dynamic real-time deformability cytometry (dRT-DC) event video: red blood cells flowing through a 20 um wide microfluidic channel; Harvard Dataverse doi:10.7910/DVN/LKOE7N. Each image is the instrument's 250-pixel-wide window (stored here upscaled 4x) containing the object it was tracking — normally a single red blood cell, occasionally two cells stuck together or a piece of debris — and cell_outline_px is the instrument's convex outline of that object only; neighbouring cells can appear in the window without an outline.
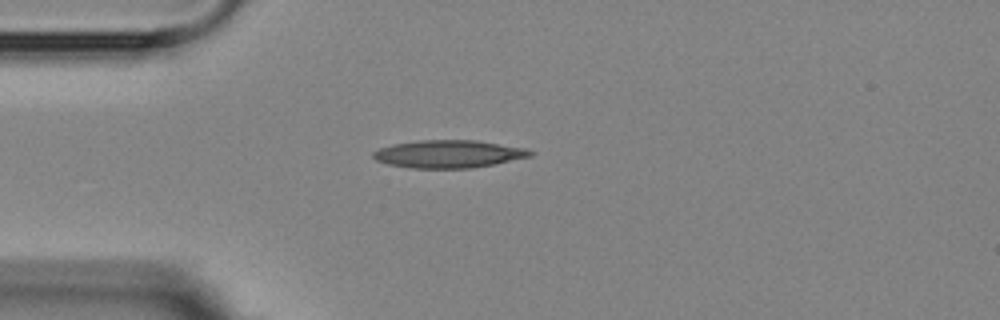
{"species": "Egyptian fruit bat (a non-hibernating species)", "species_latin": "Rousettus aegyptiacus", "temperature_condition": "room temperature", "stored_images_in_passage": 1, "camera_frame_rate_fps": 3000, "um_per_image_px": 0.085, "animal": {"sex": "female"}, "frame": {"image": 1, "passage_image": 1, "time_ms": 0.0, "image_size_px": [1000, 320], "cell_outline_px": [[536, 152], [532, 156], [472, 168], [412, 168], [388, 164], [376, 160], [372, 156], [372, 152], [380, 148], [392, 144], [420, 140], [476, 140], [528, 148]], "centroid_in_image_um": [38.15, 13.08], "position_along_channel_um": 46.8, "area_um2": 25.43}}